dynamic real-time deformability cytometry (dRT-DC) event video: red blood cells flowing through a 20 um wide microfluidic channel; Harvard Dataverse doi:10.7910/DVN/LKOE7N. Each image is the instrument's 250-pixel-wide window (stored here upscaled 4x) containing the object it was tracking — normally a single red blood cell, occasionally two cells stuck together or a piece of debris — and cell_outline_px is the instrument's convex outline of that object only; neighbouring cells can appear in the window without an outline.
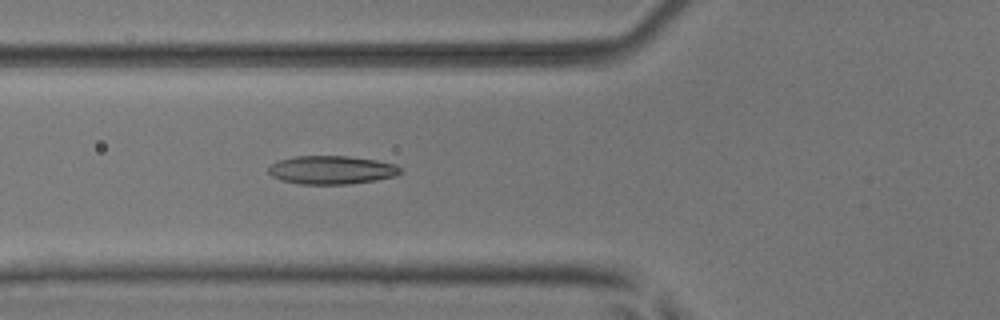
{"species": "common noctule bat (a hibernating species)", "species_latin": "Nyctalus noctula", "temperature_condition": "room temperature", "stored_images_in_passage": 42, "camera_frame_rate_fps": 3000, "um_per_image_px": 0.085, "animal": {"sex": "male", "body_mass_g": 17.9, "forearm_length_mm": 54.2}, "frame": {"image": 1, "passage_image": 14, "time_ms": 4.333, "image_size_px": [1000, 320], "cell_outline_px": [[400, 172], [396, 176], [376, 180], [348, 184], [300, 184], [280, 180], [272, 176], [268, 172], [268, 168], [276, 160], [296, 156], [348, 156], [376, 160], [396, 164], [400, 168]], "centroid_in_image_um": [28.16, 14.44], "position_along_channel_um": 97.6, "area_um2": 21.91}}
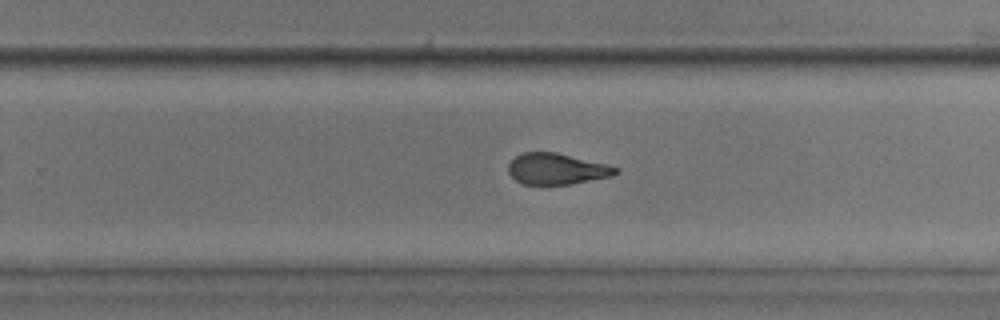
{"frame": {"image": 2, "passage_image": 28, "time_ms": 9.0, "image_size_px": [1000, 320], "cell_outline_px": [[620, 172], [612, 176], [568, 184], [524, 184], [516, 180], [508, 172], [508, 164], [516, 156], [524, 152], [556, 152], [608, 164], [620, 168]], "centroid_in_image_um": [47.35, 14.34], "position_along_channel_um": 282.4, "area_um2": 19.42}}
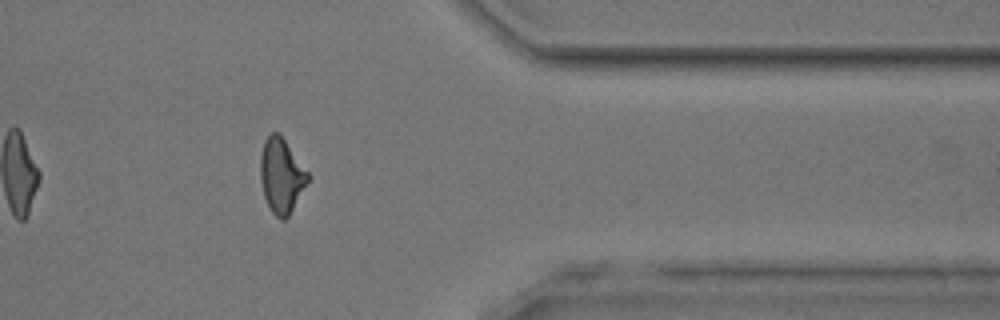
{"frame": {"image": 3, "passage_image": 37, "time_ms": 12.0, "image_size_px": [1000, 320], "cell_outline_px": [[308, 180], [288, 216], [284, 220], [280, 220], [272, 212], [264, 196], [260, 180], [260, 156], [264, 140], [272, 132], [276, 132], [284, 140], [308, 172]], "centroid_in_image_um": [23.88, 14.93], "position_along_channel_um": 387.5, "area_um2": 20.11}, "authors_computed_cell_mechanics": {"area_um2": 20.808, "velocity_mm_per_s": 3.9712, "shape_relaxation_time_tau1_ms": 6.1999, "shape_relaxation_time_tau2_ms": 1.7939, "deformation_change_tau1": 0.1808, "deformation_change_tau2": 0.0848}}